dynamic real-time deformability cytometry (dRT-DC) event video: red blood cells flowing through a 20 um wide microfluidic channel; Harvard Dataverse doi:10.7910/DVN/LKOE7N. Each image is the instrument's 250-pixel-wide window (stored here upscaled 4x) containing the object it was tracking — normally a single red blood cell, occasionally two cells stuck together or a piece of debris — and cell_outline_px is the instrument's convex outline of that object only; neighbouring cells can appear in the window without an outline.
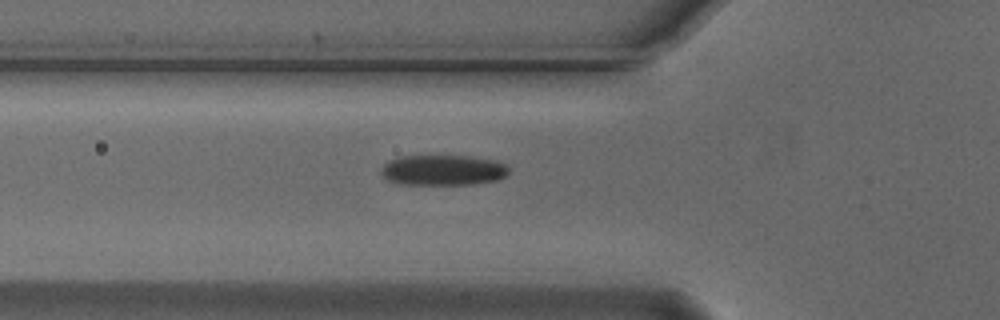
{"species": "Egyptian fruit bat (a non-hibernating species)", "species_latin": "Rousettus aegyptiacus", "temperature_condition": "cold", "stored_images_in_passage": 40, "camera_frame_rate_fps": 3000, "um_per_image_px": 0.085, "animal": {"sex": "male"}, "frame": {"image": 1, "passage_image": 10, "time_ms": 3.0, "image_size_px": [1000, 320], "cell_outline_px": [[508, 172], [504, 176], [496, 180], [472, 184], [400, 184], [388, 180], [380, 172], [380, 168], [388, 160], [400, 156], [468, 156], [496, 160], [504, 164], [508, 168]], "centroid_in_image_um": [37.61, 14.45], "position_along_channel_um": 88.2, "area_um2": 22.6}}
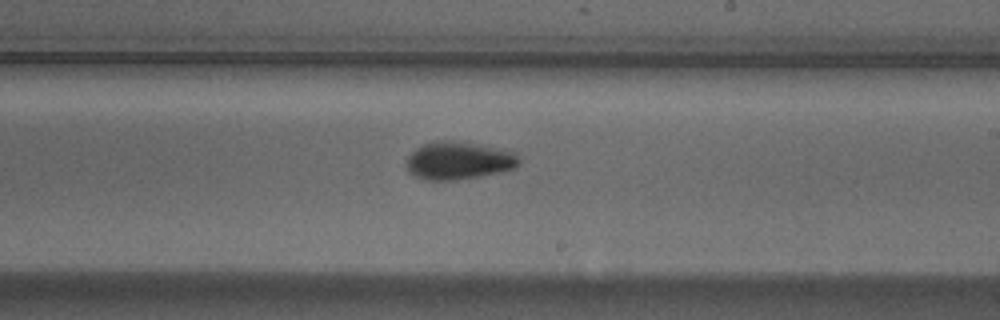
{"frame": {"image": 2, "passage_image": 23, "time_ms": 7.333, "image_size_px": [1000, 320], "cell_outline_px": [[520, 164], [516, 168], [504, 172], [456, 180], [424, 180], [408, 172], [408, 156], [416, 148], [432, 140], [452, 140], [476, 144], [516, 152], [520, 160]], "centroid_in_image_um": [39.02, 13.65], "position_along_channel_um": 250.0, "area_um2": 24.97}}
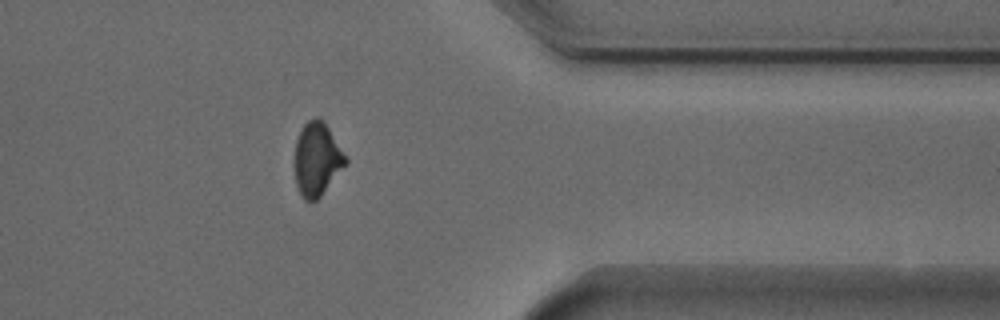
{"frame": {"image": 3, "passage_image": 35, "time_ms": 11.333, "image_size_px": [1000, 320], "cell_outline_px": [[348, 164], [320, 196], [316, 200], [304, 200], [300, 196], [296, 184], [292, 164], [296, 140], [304, 124], [308, 120], [316, 116], [320, 116], [324, 120], [348, 160]], "centroid_in_image_um": [26.91, 13.52], "position_along_channel_um": 384.5, "area_um2": 22.31}, "authors_computed_cell_mechanics": {"area_um2": 22.7154, "velocity_mm_per_s": 3.7329, "shape_relaxation_time_tau1_ms": 3.64, "shape_relaxation_time_tau2_ms": 2.6155, "deformation_change_tau1": 0.1332, "deformation_change_tau2": 0.0735}}